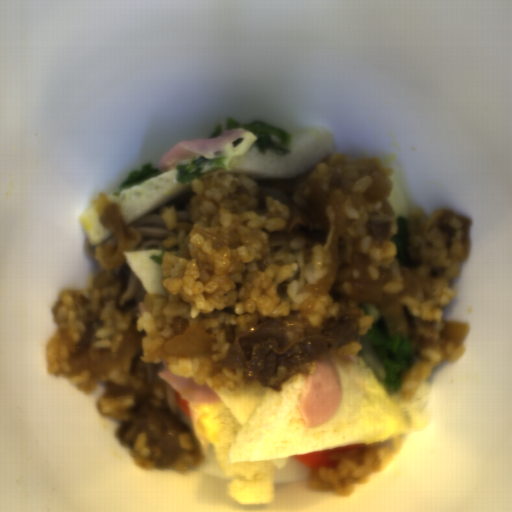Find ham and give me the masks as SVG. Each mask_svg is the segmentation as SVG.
<instances>
[{
    "instance_id": "ham-1",
    "label": "ham",
    "mask_w": 512,
    "mask_h": 512,
    "mask_svg": "<svg viewBox=\"0 0 512 512\" xmlns=\"http://www.w3.org/2000/svg\"><path fill=\"white\" fill-rule=\"evenodd\" d=\"M343 391L338 375L327 357L308 371L304 381L299 409L304 426L318 428L338 411Z\"/></svg>"
},
{
    "instance_id": "ham-2",
    "label": "ham",
    "mask_w": 512,
    "mask_h": 512,
    "mask_svg": "<svg viewBox=\"0 0 512 512\" xmlns=\"http://www.w3.org/2000/svg\"><path fill=\"white\" fill-rule=\"evenodd\" d=\"M162 365V364H160ZM163 381L169 384L180 394L185 400L189 402L188 409L191 424L193 427L194 434L206 454L210 445L199 431L196 424V412L197 409L194 403H218L220 397L215 390L209 385H199L193 382L191 377H181L174 371L168 369V365H162V369L159 373Z\"/></svg>"
},
{
    "instance_id": "ham-3",
    "label": "ham",
    "mask_w": 512,
    "mask_h": 512,
    "mask_svg": "<svg viewBox=\"0 0 512 512\" xmlns=\"http://www.w3.org/2000/svg\"><path fill=\"white\" fill-rule=\"evenodd\" d=\"M243 134L242 130H229L214 138L198 141L179 142L168 149L157 167L164 171L174 167L182 160L196 156L210 157L218 154L226 145Z\"/></svg>"
}]
</instances>
